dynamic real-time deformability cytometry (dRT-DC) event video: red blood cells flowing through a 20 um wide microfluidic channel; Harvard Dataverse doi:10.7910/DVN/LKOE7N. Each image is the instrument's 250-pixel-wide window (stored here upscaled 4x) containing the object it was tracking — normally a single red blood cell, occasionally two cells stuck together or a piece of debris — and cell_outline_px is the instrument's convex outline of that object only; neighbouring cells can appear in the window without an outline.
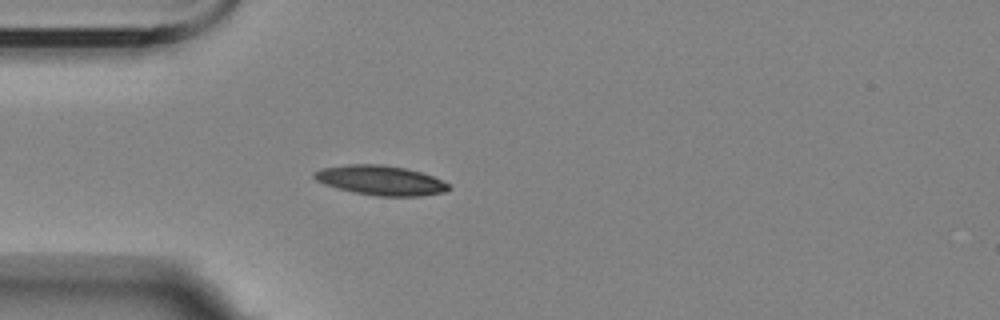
{"species": "Egyptian fruit bat (a non-hibernating species)", "species_latin": "Rousettus aegyptiacus", "temperature_condition": "room temperature", "stored_images_in_passage": 5, "camera_frame_rate_fps": 3000, "um_per_image_px": 0.085, "animal": {"sex": "female"}, "frame": {"image": 1, "passage_image": 5, "time_ms": 4.667, "image_size_px": [1000, 320], "cell_outline_px": [[452, 188], [444, 192], [420, 196], [376, 196], [352, 192], [324, 184], [316, 180], [312, 176], [312, 172], [320, 168], [348, 164], [384, 164], [408, 168], [432, 176], [448, 184]], "centroid_in_image_um": [32.32, 15.32], "position_along_channel_um": 52.7, "area_um2": 23.41}}